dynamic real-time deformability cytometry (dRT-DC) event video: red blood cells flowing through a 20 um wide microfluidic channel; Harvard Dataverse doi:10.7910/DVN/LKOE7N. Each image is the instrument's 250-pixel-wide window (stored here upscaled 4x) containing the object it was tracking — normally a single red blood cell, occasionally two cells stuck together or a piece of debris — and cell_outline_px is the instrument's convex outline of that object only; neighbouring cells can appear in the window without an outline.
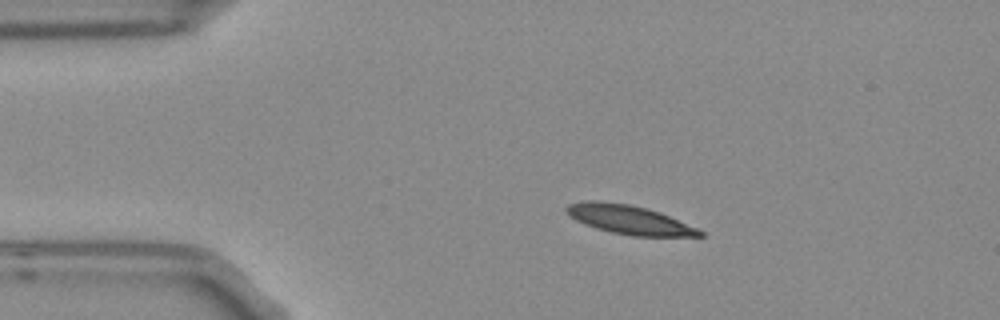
{"species": "Egyptian fruit bat (a non-hibernating species)", "species_latin": "Rousettus aegyptiacus", "temperature_condition": "room temperature", "stored_images_in_passage": 4, "camera_frame_rate_fps": 3000, "um_per_image_px": 0.085, "frame": {"image": 1, "passage_image": 2, "time_ms": 0.333, "image_size_px": [1000, 320], "cell_outline_px": [[704, 236], [632, 236], [612, 232], [596, 228], [584, 224], [576, 220], [564, 208], [568, 204], [588, 200], [596, 200], [628, 204], [660, 212], [696, 228], [704, 232]], "centroid_in_image_um": [53.46, 18.67], "position_along_channel_um": 31.5, "area_um2": 22.14}}
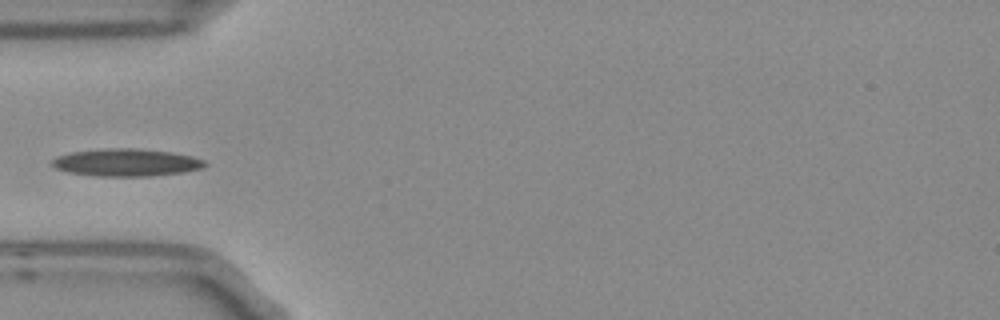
{"frame": {"image": 2, "passage_image": 4, "time_ms": 1.0, "image_size_px": [1000, 320], "cell_outline_px": [[208, 164], [200, 168], [184, 172], [152, 176], [96, 176], [68, 172], [56, 168], [52, 164], [52, 160], [56, 156], [72, 152], [120, 148], [132, 148], [168, 152], [192, 156], [204, 160]], "centroid_in_image_um": [10.74, 13.82], "position_along_channel_um": 74.3, "area_um2": 24.1}}